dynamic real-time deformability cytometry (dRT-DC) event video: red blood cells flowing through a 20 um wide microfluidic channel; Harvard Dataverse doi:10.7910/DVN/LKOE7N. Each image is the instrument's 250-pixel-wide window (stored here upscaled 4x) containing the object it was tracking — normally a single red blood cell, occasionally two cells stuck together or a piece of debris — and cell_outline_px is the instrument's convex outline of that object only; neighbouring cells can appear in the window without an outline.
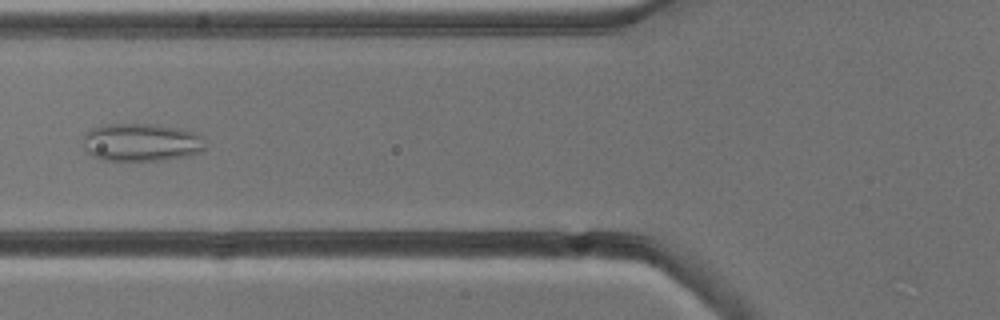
{"species": "common noctule bat (a hibernating species)", "species_latin": "Nyctalus noctula", "temperature_condition": "cold", "stored_images_in_passage": 7, "camera_frame_rate_fps": 3000, "um_per_image_px": 0.085, "animal": {"sex": "male", "body_mass_g": 13.3}, "frame": {"image": 1, "passage_image": 6, "time_ms": 5.667, "image_size_px": [1000, 320], "cell_outline_px": [[204, 152], [188, 156], [160, 160], [100, 160], [92, 156], [84, 148], [84, 136], [92, 128], [104, 124], [148, 124], [176, 128], [196, 132], [200, 136], [204, 144]], "centroid_in_image_um": [12.01, 12.11], "position_along_channel_um": 113.8, "area_um2": 26.88}}